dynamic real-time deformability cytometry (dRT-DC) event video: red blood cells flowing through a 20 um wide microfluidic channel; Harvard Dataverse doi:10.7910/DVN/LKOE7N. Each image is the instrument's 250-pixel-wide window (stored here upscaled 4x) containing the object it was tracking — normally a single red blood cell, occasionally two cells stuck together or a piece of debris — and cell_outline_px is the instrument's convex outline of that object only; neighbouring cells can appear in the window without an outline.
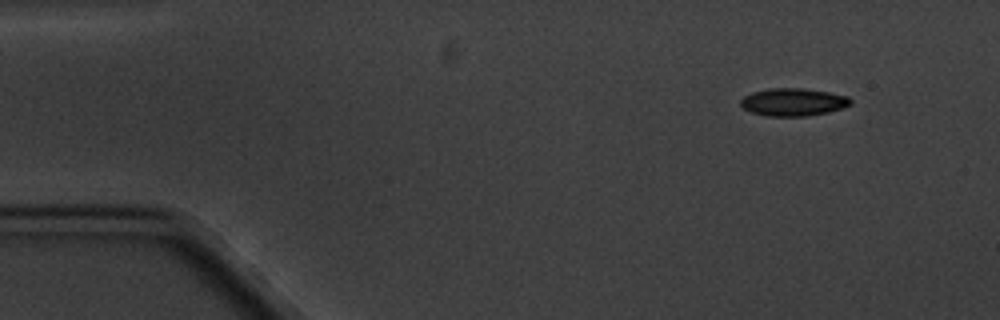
{"species": "common noctule bat (a hibernating species)", "species_latin": "Nyctalus noctula", "temperature_condition": "cold", "stored_images_in_passage": 5, "segment_of_instrument_passage": [2, 2], "camera_frame_rate_fps": 3000, "um_per_image_px": 0.085, "animal": {"sex": "male", "body_mass_g": 20.1, "forearm_length_mm": 53.5}, "frame": {"image": 1, "passage_image": 5, "time_ms": 6.333, "image_size_px": [1000, 320], "cell_outline_px": [[852, 104], [844, 108], [828, 112], [808, 116], [768, 116], [752, 112], [744, 108], [740, 104], [740, 100], [744, 96], [752, 92], [768, 88], [804, 88], [828, 92], [848, 96], [852, 100]], "centroid_in_image_um": [67.45, 8.67], "position_along_channel_um": 17.6, "area_um2": 17.86}}